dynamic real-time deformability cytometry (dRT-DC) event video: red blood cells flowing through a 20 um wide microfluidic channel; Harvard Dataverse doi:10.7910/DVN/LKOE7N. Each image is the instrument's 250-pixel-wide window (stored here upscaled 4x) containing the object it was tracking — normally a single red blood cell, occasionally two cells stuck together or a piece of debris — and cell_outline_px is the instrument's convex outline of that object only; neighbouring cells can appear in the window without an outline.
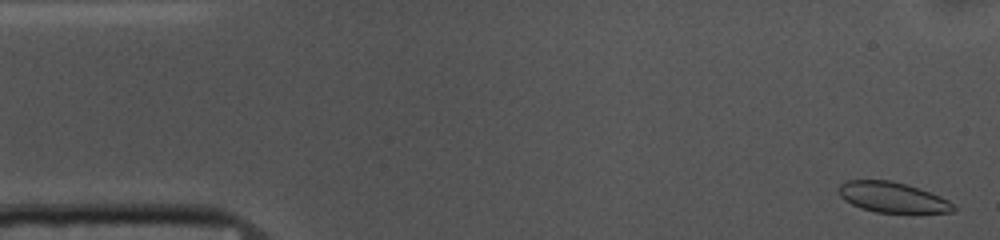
{"species": "common noctule bat (a hibernating species)", "species_latin": "Nyctalus noctula", "temperature_condition": "cold", "stored_images_in_passage": 53, "camera_frame_rate_fps": 3000, "um_per_image_px": 0.085, "animal": {"sex": "female", "body_mass_g": 10.0, "forearm_length_mm": 53.1}, "frame": {"image": 1, "passage_image": 2, "time_ms": 0.333, "image_size_px": [1000, 240], "cell_outline_px": [[956, 208], [952, 212], [876, 212], [860, 208], [844, 200], [840, 196], [836, 188], [840, 184], [848, 180], [892, 180], [920, 188], [940, 196], [948, 200]], "centroid_in_image_um": [75.81, 16.75], "position_along_channel_um": 9.2, "area_um2": 20.29}}
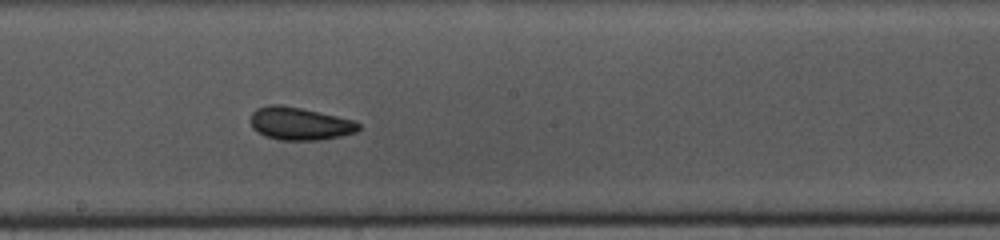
{"frame": {"image": 2, "passage_image": 28, "time_ms": 9.0, "image_size_px": [1000, 240], "cell_outline_px": [[360, 128], [356, 132], [340, 136], [320, 140], [280, 140], [264, 136], [256, 132], [252, 128], [248, 120], [252, 112], [256, 108], [268, 104], [280, 104], [300, 108], [336, 116], [352, 120], [360, 124]], "centroid_in_image_um": [25.39, 10.51], "position_along_channel_um": 222.8, "area_um2": 20.81}}
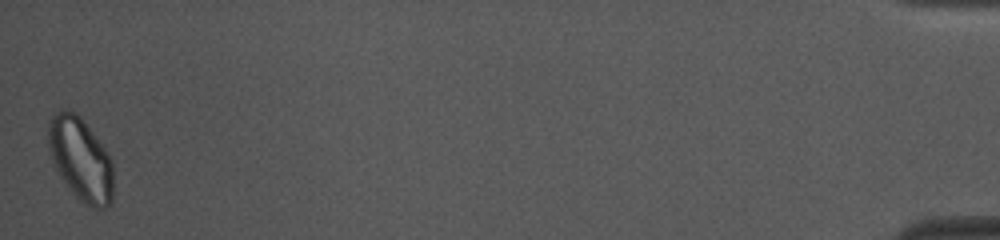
{"frame": {"image": 3, "passage_image": 53, "time_ms": 17.333, "image_size_px": [1000, 240], "cell_outline_px": [[112, 200], [104, 208], [96, 208], [80, 200], [76, 196], [64, 180], [56, 168], [48, 152], [48, 124], [52, 116], [60, 108], [64, 108], [80, 116], [104, 148], [112, 160]], "centroid_in_image_um": [6.83, 13.48], "position_along_channel_um": 428.4, "area_um2": 30.92}, "authors_computed_cell_mechanics": {"area_um2": 20.9814, "velocity_mm_per_s": 3.6752, "shape_relaxation_time_tau1_ms": 4.2905, "shape_relaxation_time_tau2_ms": 2.8328, "deformation_change_tau1": 0.0824, "deformation_change_tau2": 0.0631}}